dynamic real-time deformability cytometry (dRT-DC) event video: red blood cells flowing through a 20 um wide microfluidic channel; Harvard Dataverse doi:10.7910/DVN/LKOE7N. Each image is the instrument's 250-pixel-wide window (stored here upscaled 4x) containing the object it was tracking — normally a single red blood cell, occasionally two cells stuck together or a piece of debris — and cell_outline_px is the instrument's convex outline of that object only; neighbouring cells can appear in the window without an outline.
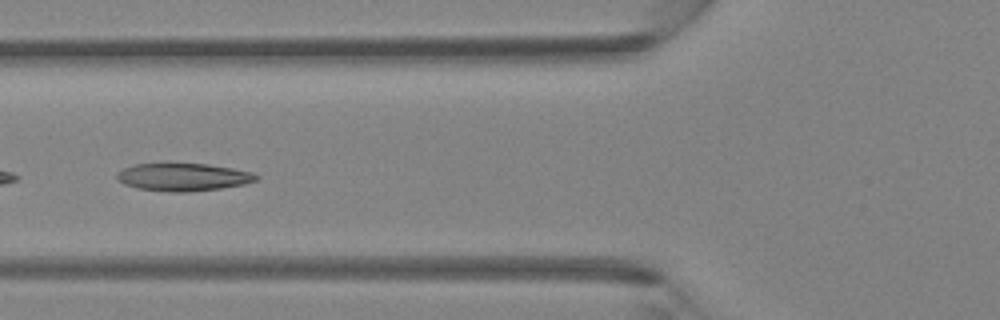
{"species": "Egyptian fruit bat (a non-hibernating species)", "species_latin": "Rousettus aegyptiacus", "temperature_condition": "room temperature", "stored_images_in_passage": 5, "camera_frame_rate_fps": 3000, "um_per_image_px": 0.085, "animal": {"sex": "female"}, "frame": {"image": 1, "passage_image": 5, "time_ms": 1.333, "image_size_px": [1000, 320], "cell_outline_px": [[260, 176], [256, 180], [244, 184], [220, 188], [188, 192], [172, 192], [136, 188], [124, 184], [116, 180], [116, 172], [132, 164], [160, 160], [208, 164], [232, 168], [252, 172]], "centroid_in_image_um": [15.47, 14.99], "position_along_channel_um": 110.3, "area_um2": 23.58}}